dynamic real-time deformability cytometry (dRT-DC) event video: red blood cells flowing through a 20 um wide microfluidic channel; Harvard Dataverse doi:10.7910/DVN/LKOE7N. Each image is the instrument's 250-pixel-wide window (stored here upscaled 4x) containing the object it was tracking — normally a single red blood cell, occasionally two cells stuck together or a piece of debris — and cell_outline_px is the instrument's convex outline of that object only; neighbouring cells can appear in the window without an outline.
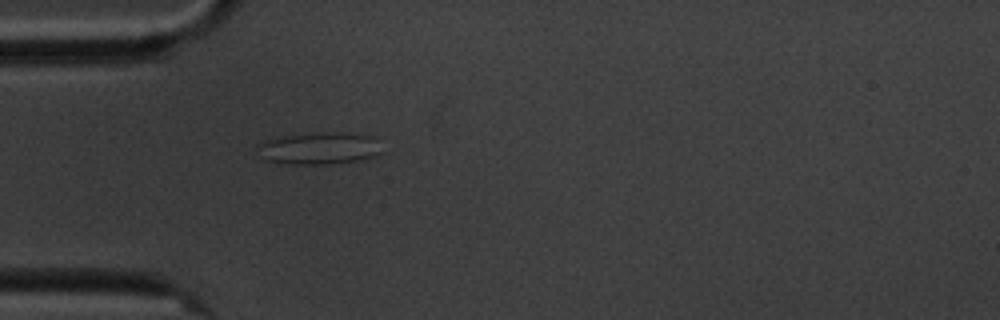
{"species": "common noctule bat (a hibernating species)", "species_latin": "Nyctalus noctula", "temperature_condition": "cold", "stored_images_in_passage": 5, "camera_frame_rate_fps": 3000, "um_per_image_px": 0.085, "animal": {"sex": "male", "body_mass_g": 20.1, "forearm_length_mm": 53.5}, "frame": {"image": 1, "passage_image": 5, "time_ms": 5.333, "image_size_px": [1000, 320], "cell_outline_px": [[384, 152], [376, 156], [360, 160], [328, 164], [288, 164], [264, 160], [256, 144], [264, 140], [276, 136], [312, 132], [340, 132], [372, 136], [376, 140]], "centroid_in_image_um": [27.12, 12.59], "position_along_channel_um": 57.9, "area_um2": 23.76}}